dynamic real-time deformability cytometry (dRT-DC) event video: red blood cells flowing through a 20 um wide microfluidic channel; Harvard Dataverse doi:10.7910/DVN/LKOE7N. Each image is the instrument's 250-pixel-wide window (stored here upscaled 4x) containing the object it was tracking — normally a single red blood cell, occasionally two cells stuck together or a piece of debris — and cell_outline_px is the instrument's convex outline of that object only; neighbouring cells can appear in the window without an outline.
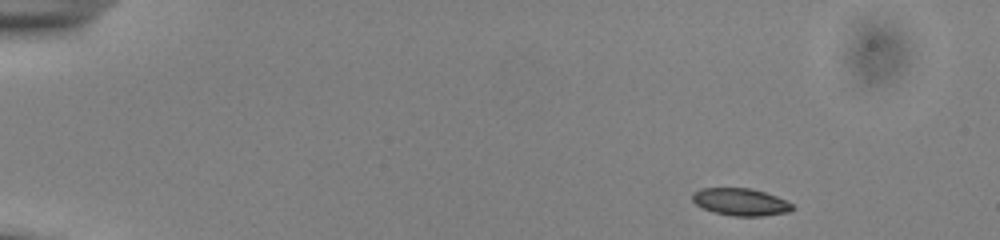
{"species": "common noctule bat (a hibernating species)", "species_latin": "Nyctalus noctula", "temperature_condition": "cold", "stored_images_in_passage": 48, "camera_frame_rate_fps": 3000, "um_per_image_px": 0.085, "animal": {"sex": "male", "body_mass_g": 13.0, "forearm_length_mm": 53.1}, "frame": {"image": 1, "passage_image": 1, "time_ms": 0.0, "image_size_px": [1000, 240], "cell_outline_px": [[792, 208], [788, 212], [760, 216], [732, 216], [716, 212], [704, 208], [696, 204], [692, 200], [692, 192], [700, 188], [748, 188], [764, 192], [776, 196], [792, 204]], "centroid_in_image_um": [62.91, 17.16], "position_along_channel_um": 22.1, "area_um2": 15.66}}
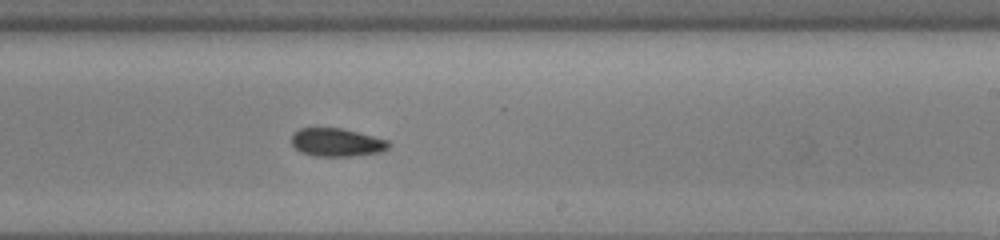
{"frame": {"image": 2, "passage_image": 28, "time_ms": 9.0, "image_size_px": [1000, 240], "cell_outline_px": [[392, 144], [388, 148], [380, 152], [352, 156], [312, 156], [300, 152], [292, 144], [292, 136], [300, 128], [340, 128], [388, 140]], "centroid_in_image_um": [28.62, 12.11], "position_along_channel_um": 260.4, "area_um2": 15.84}}
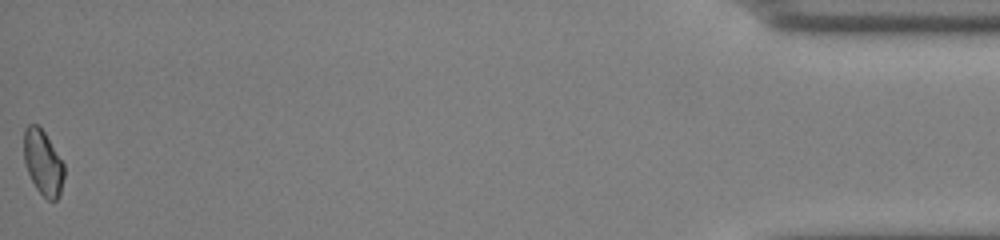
{"frame": {"image": 3, "passage_image": 48, "time_ms": 15.667, "image_size_px": [1000, 240], "cell_outline_px": [[64, 176], [60, 196], [56, 200], [48, 200], [36, 188], [28, 172], [24, 160], [24, 128], [28, 124], [36, 124], [44, 132], [64, 164]], "centroid_in_image_um": [3.66, 13.83], "position_along_channel_um": 431.5, "area_um2": 15.09}, "authors_computed_cell_mechanics": {"area_um2": 16.2129, "velocity_mm_per_s": 3.8727, "shape_relaxation_time_tau1_ms": 1.4854, "shape_relaxation_time_tau2_ms": 7.7132, "deformation_change_tau1": 0.0598, "deformation_change_tau2": 0.0914}}